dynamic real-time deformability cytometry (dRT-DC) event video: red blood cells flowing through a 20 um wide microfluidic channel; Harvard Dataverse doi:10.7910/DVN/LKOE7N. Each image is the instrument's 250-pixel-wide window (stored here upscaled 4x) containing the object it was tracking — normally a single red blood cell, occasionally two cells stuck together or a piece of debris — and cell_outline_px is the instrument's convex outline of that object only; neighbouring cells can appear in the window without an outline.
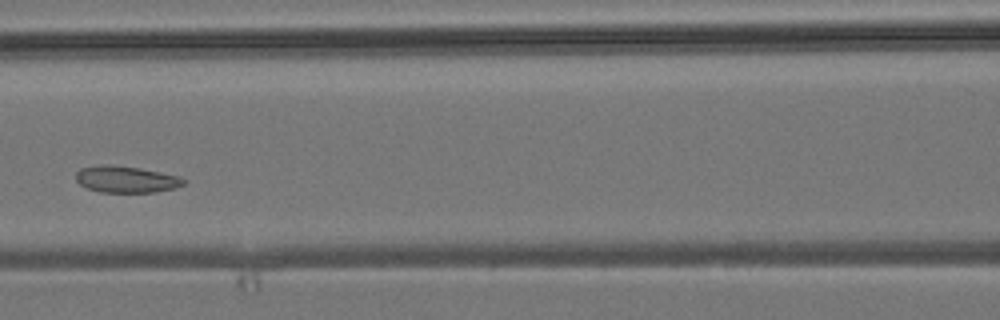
{"species": "common noctule bat (a hibernating species)", "species_latin": "Nyctalus noctula", "temperature_condition": "room temperature", "stored_images_in_passage": 6, "camera_frame_rate_fps": 3000, "um_per_image_px": 0.085, "animal": {"sex": "male", "body_mass_g": 19.2, "forearm_length_mm": 51.8}, "frame": {"image": 1, "passage_image": 5, "time_ms": 4.667, "image_size_px": [1000, 320], "cell_outline_px": [[188, 180], [184, 184], [172, 188], [152, 192], [100, 192], [88, 188], [80, 184], [76, 180], [76, 172], [80, 168], [140, 168], [180, 176]], "centroid_in_image_um": [10.8, 15.29], "position_along_channel_um": 155.8, "area_um2": 15.72}}
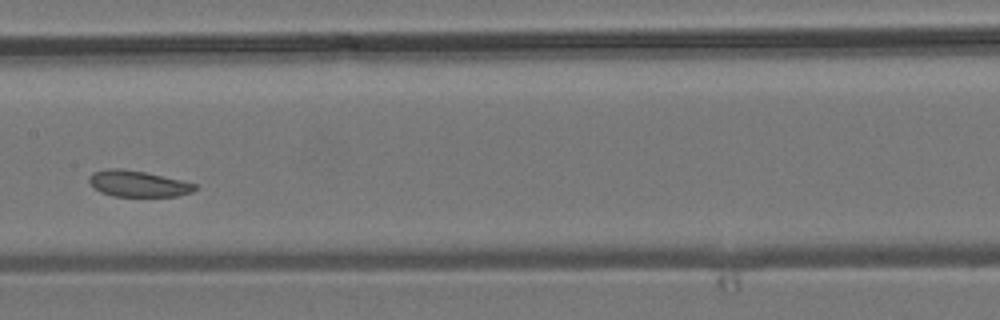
{"frame": {"image": 2, "passage_image": 6, "time_ms": 5.667, "image_size_px": [1000, 320], "cell_outline_px": [[196, 188], [192, 192], [176, 196], [112, 196], [100, 192], [88, 180], [88, 176], [92, 172], [108, 168], [120, 168], [144, 172], [180, 180], [196, 184]], "centroid_in_image_um": [11.69, 15.61], "position_along_channel_um": 195.7, "area_um2": 15.95}}